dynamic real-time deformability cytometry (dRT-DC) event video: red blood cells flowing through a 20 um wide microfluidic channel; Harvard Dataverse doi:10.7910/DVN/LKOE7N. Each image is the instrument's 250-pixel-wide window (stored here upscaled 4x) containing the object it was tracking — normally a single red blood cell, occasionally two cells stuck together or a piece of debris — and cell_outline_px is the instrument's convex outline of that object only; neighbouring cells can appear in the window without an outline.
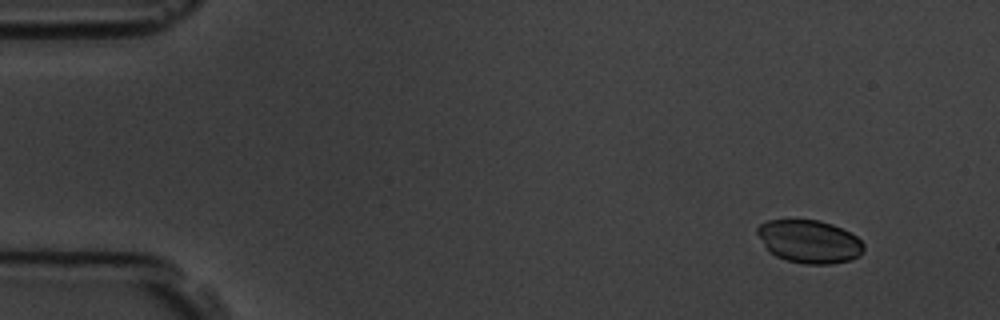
{"species": "common noctule bat (a hibernating species)", "species_latin": "Nyctalus noctula", "temperature_condition": "room temperature", "stored_images_in_passage": 5, "camera_frame_rate_fps": 3000, "um_per_image_px": 0.085, "animal": {"sex": "male", "body_mass_g": 19.5, "forearm_length_mm": 54.6}, "frame": {"image": 1, "passage_image": 2, "time_ms": 1.333, "image_size_px": [1000, 320], "cell_outline_px": [[864, 252], [860, 256], [848, 260], [832, 264], [804, 264], [784, 260], [776, 256], [764, 244], [756, 232], [756, 228], [760, 224], [768, 220], [820, 220], [832, 224], [856, 236], [864, 244]], "centroid_in_image_um": [68.8, 20.53], "position_along_channel_um": 16.2, "area_um2": 26.59}}
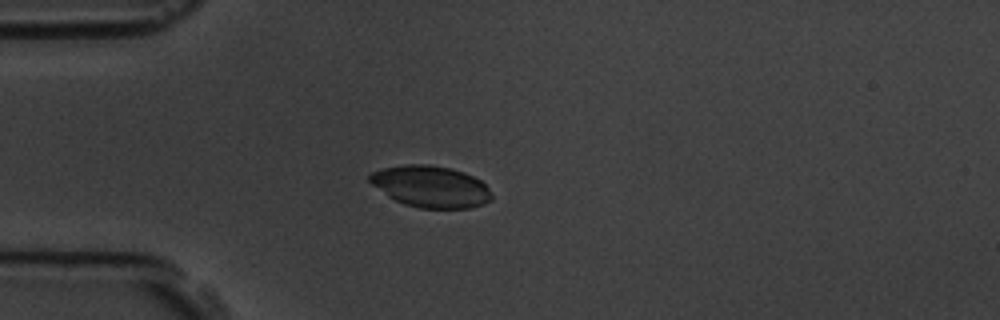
{"frame": {"image": 2, "passage_image": 5, "time_ms": 4.667, "image_size_px": [1000, 320], "cell_outline_px": [[492, 200], [484, 204], [468, 208], [420, 208], [404, 204], [388, 196], [372, 184], [368, 180], [368, 176], [372, 172], [384, 168], [404, 164], [428, 164], [452, 168], [464, 172], [480, 180], [488, 188], [492, 196]], "centroid_in_image_um": [36.61, 15.85], "position_along_channel_um": 48.4, "area_um2": 29.54}}